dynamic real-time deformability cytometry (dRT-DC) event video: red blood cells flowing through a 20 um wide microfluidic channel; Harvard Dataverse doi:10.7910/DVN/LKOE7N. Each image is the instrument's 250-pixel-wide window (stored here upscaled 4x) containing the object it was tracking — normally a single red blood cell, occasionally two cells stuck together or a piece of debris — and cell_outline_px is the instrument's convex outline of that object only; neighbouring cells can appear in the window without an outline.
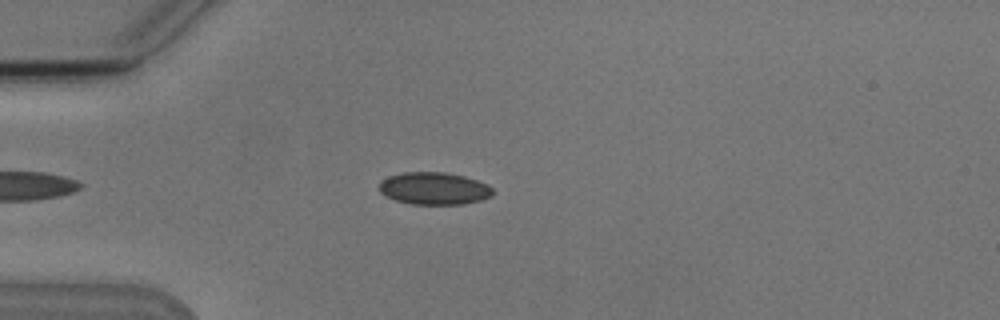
{"species": "Egyptian fruit bat (a non-hibernating species)", "species_latin": "Rousettus aegyptiacus", "temperature_condition": "cold", "stored_images_in_passage": 7, "camera_frame_rate_fps": 3000, "um_per_image_px": 0.085, "animal": {"sex": "male"}, "frame": {"image": 1, "passage_image": 3, "time_ms": 3.333, "image_size_px": [1000, 320], "cell_outline_px": [[492, 196], [480, 200], [464, 204], [412, 204], [396, 200], [380, 192], [380, 180], [388, 176], [404, 172], [448, 172], [464, 176], [488, 184], [492, 188]], "centroid_in_image_um": [36.91, 16.01], "position_along_channel_um": 48.1, "area_um2": 21.39}}
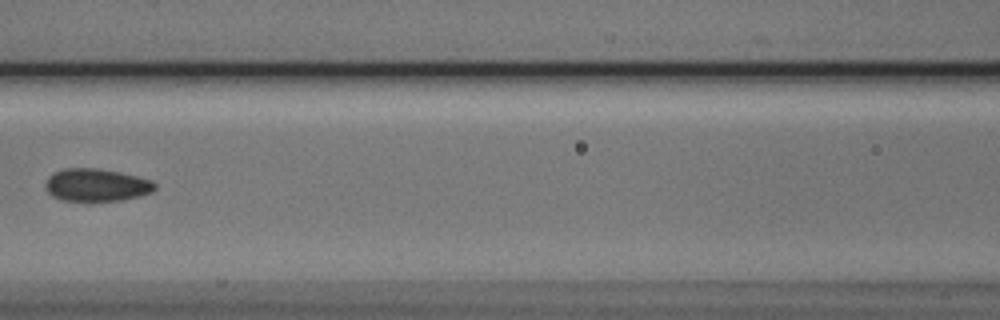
{"frame": {"image": 2, "passage_image": 6, "time_ms": 6.667, "image_size_px": [1000, 320], "cell_outline_px": [[156, 188], [152, 192], [140, 196], [120, 200], [60, 200], [52, 196], [48, 192], [44, 184], [48, 176], [52, 172], [64, 168], [100, 168], [120, 172], [152, 180], [156, 184]], "centroid_in_image_um": [8.18, 15.71], "position_along_channel_um": 158.4, "area_um2": 20.92}}
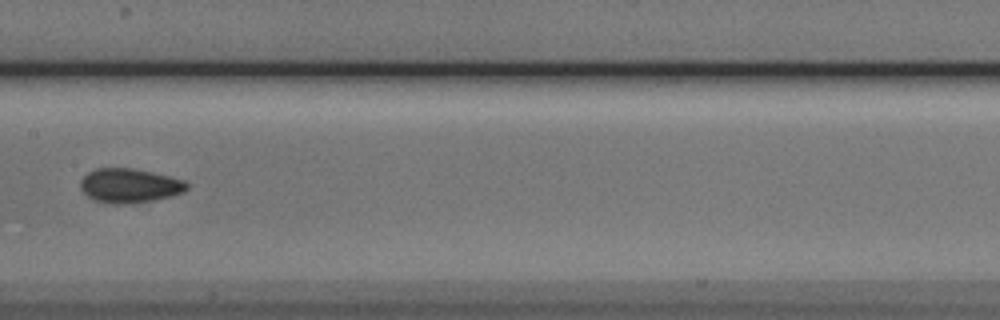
{"frame": {"image": 3, "passage_image": 7, "time_ms": 7.667, "image_size_px": [1000, 320], "cell_outline_px": [[188, 188], [184, 192], [152, 200], [128, 204], [112, 204], [92, 200], [80, 188], [80, 180], [88, 172], [96, 168], [132, 168], [152, 172], [184, 180], [188, 184]], "centroid_in_image_um": [10.98, 15.78], "position_along_channel_um": 196.4, "area_um2": 21.21}}